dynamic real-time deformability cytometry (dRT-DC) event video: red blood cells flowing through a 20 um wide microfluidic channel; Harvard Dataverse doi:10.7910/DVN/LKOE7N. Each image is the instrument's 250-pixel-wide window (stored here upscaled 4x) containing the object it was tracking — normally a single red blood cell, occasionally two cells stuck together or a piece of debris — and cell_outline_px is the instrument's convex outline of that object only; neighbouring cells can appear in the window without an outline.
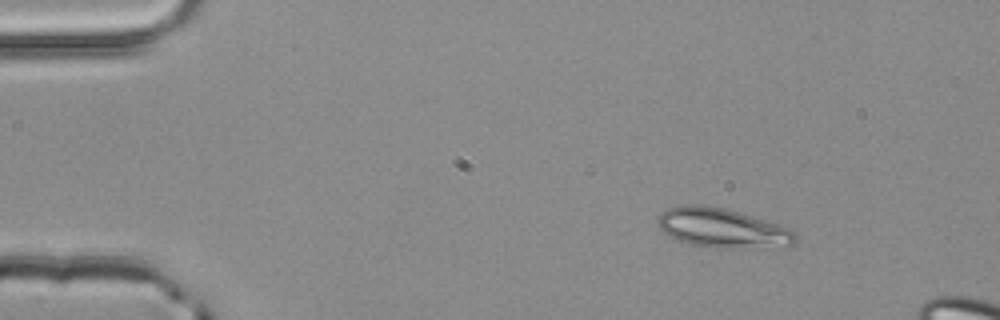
{"species": "common noctule bat (a hibernating species)", "species_latin": "Nyctalus noctula", "temperature_condition": "room temperature", "stored_images_in_passage": 10, "camera_frame_rate_fps": 3000, "um_per_image_px": 0.085, "animal": {"sex": "male", "body_mass_g": 20.4}, "frame": {"image": 1, "passage_image": 1, "time_ms": 0.0, "image_size_px": [1000, 320], "cell_outline_px": [[796, 240], [792, 244], [736, 248], [716, 248], [692, 244], [676, 240], [668, 236], [660, 228], [656, 220], [668, 208], [684, 204], [700, 204], [724, 208], [780, 224], [796, 232]], "centroid_in_image_um": [61.35, 19.37], "position_along_channel_um": 23.7, "area_um2": 31.21}}